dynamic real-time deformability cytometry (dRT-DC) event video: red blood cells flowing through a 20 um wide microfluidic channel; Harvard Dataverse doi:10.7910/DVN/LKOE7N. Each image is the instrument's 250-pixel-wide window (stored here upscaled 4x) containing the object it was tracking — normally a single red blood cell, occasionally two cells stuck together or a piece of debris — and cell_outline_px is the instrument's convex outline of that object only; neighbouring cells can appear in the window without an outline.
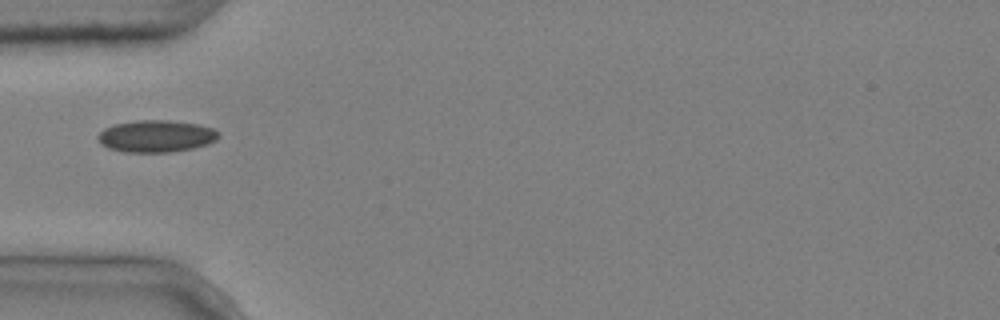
{"species": "common noctule bat (a hibernating species)", "species_latin": "Nyctalus noctula", "temperature_condition": "cold", "stored_images_in_passage": 5, "camera_frame_rate_fps": 3000, "um_per_image_px": 0.085, "animal": {"sex": "male", "body_mass_g": 20.4}, "frame": {"image": 1, "passage_image": 5, "time_ms": 1.333, "image_size_px": [1000, 320], "cell_outline_px": [[220, 136], [216, 140], [208, 144], [192, 148], [168, 152], [124, 152], [108, 148], [100, 144], [96, 136], [104, 128], [116, 124], [140, 120], [168, 120], [200, 124], [212, 128], [220, 132]], "centroid_in_image_um": [13.28, 11.57], "position_along_channel_um": 71.7, "area_um2": 22.6}}